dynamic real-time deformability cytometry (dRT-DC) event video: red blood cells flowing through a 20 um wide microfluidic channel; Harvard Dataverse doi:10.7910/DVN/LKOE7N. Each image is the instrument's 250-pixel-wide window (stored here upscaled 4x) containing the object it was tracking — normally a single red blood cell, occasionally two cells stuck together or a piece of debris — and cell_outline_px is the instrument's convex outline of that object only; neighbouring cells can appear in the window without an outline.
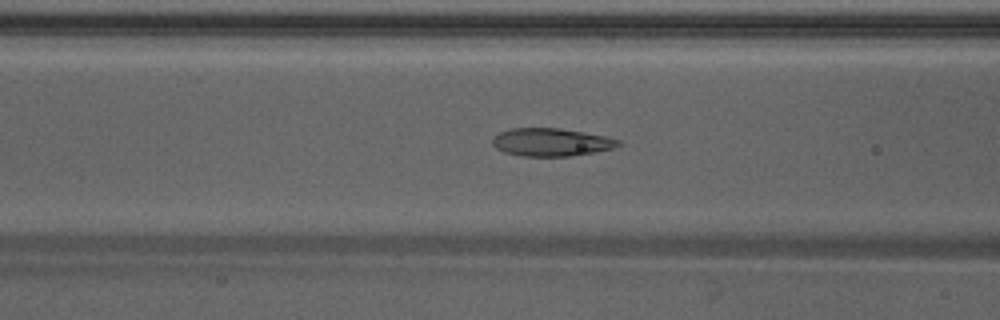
{"species": "Egyptian fruit bat (a non-hibernating species)", "species_latin": "Rousettus aegyptiacus", "temperature_condition": "warm", "stored_images_in_passage": 49, "camera_frame_rate_fps": 3000, "um_per_image_px": 0.085, "animal": {"sex": "male"}, "frame": {"image": 1, "passage_image": 20, "time_ms": 6.333, "image_size_px": [1000, 320], "cell_outline_px": [[620, 144], [612, 148], [596, 152], [568, 156], [520, 156], [504, 152], [496, 148], [492, 144], [492, 140], [500, 132], [512, 128], [560, 128], [608, 136], [620, 140]], "centroid_in_image_um": [46.86, 12.08], "position_along_channel_um": 119.7, "area_um2": 20.46}}
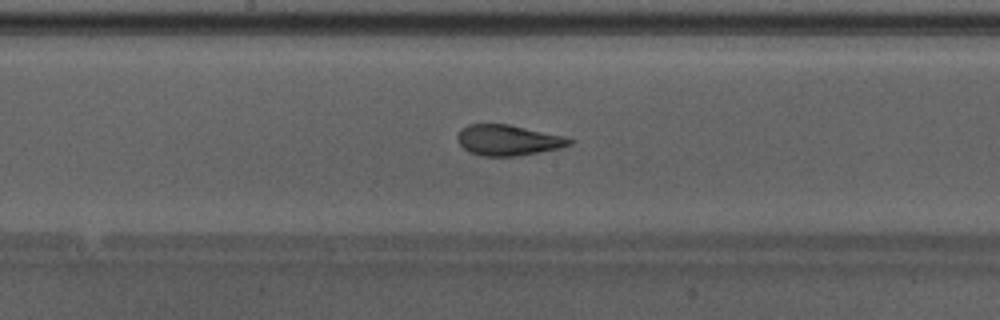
{"frame": {"image": 2, "passage_image": 26, "time_ms": 8.333, "image_size_px": [1000, 320], "cell_outline_px": [[572, 144], [560, 148], [516, 156], [480, 156], [468, 152], [460, 144], [456, 136], [468, 124], [508, 124], [564, 136], [572, 140]], "centroid_in_image_um": [43.17, 11.92], "position_along_channel_um": 205.0, "area_um2": 19.83}}
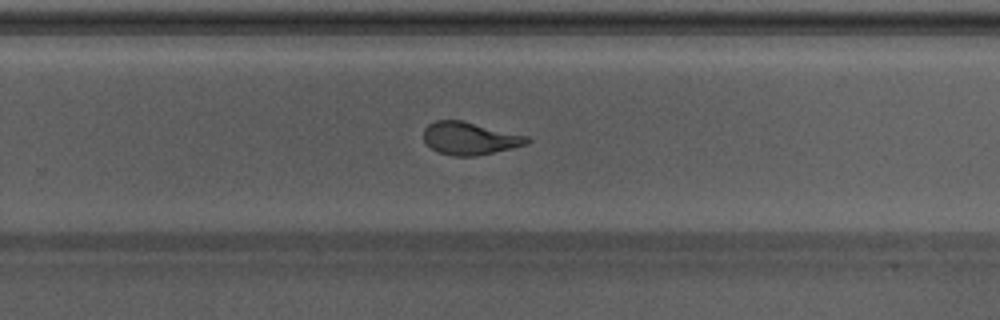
{"frame": {"image": 3, "passage_image": 32, "time_ms": 10.333, "image_size_px": [1000, 320], "cell_outline_px": [[532, 140], [528, 144], [512, 148], [476, 156], [452, 156], [436, 152], [424, 140], [424, 128], [428, 124], [436, 120], [464, 120], [528, 136]], "centroid_in_image_um": [39.94, 11.76], "position_along_channel_um": 289.9, "area_um2": 19.88}, "authors_computed_cell_mechanics": {"area_um2": 21.2126, "velocity_mm_per_s": 4.2657, "shape_relaxation_time_tau1_ms": 4.7115, "shape_relaxation_time_tau2_ms": 1.0288, "deformation_change_tau1": 0.1788, "deformation_change_tau2": 0.0832}}